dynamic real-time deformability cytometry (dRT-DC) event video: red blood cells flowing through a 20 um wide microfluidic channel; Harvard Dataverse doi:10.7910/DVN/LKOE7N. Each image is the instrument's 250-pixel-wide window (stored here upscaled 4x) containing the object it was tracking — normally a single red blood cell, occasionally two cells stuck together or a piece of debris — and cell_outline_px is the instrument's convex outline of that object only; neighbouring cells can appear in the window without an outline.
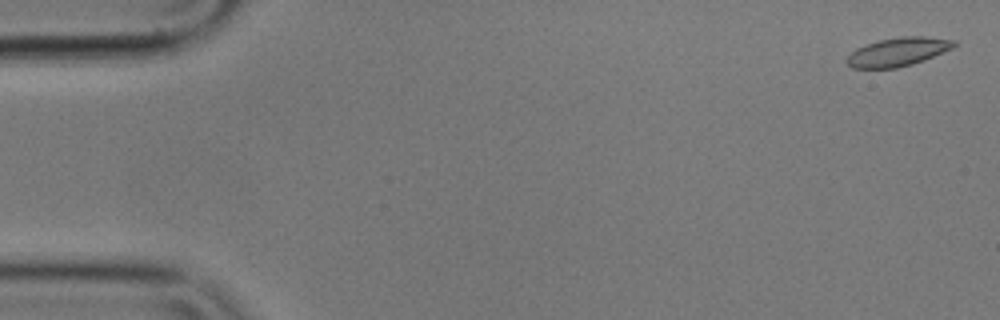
{"species": "common noctule bat (a hibernating species)", "species_latin": "Nyctalus noctula", "temperature_condition": "cold", "stored_images_in_passage": 57, "camera_frame_rate_fps": 3000, "um_per_image_px": 0.085, "animal": {"sex": "male", "body_mass_g": 17.9}, "frame": {"image": 1, "passage_image": 2, "time_ms": 0.333, "image_size_px": [1000, 320], "cell_outline_px": [[956, 44], [952, 48], [924, 60], [912, 64], [896, 68], [852, 68], [844, 60], [856, 48], [880, 40], [900, 36], [924, 36], [956, 40]], "centroid_in_image_um": [76.32, 4.41], "position_along_channel_um": 8.7, "area_um2": 17.74}}
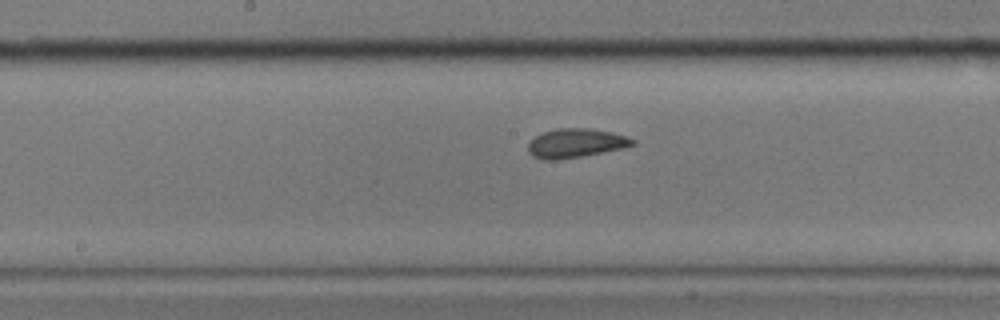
{"frame": {"image": 2, "passage_image": 29, "time_ms": 9.333, "image_size_px": [1000, 320], "cell_outline_px": [[636, 144], [624, 148], [580, 156], [556, 160], [544, 160], [532, 156], [528, 152], [528, 144], [536, 136], [544, 132], [556, 128], [588, 128], [612, 132], [628, 136], [636, 140]], "centroid_in_image_um": [48.96, 12.16], "position_along_channel_um": 199.2, "area_um2": 17.69}}
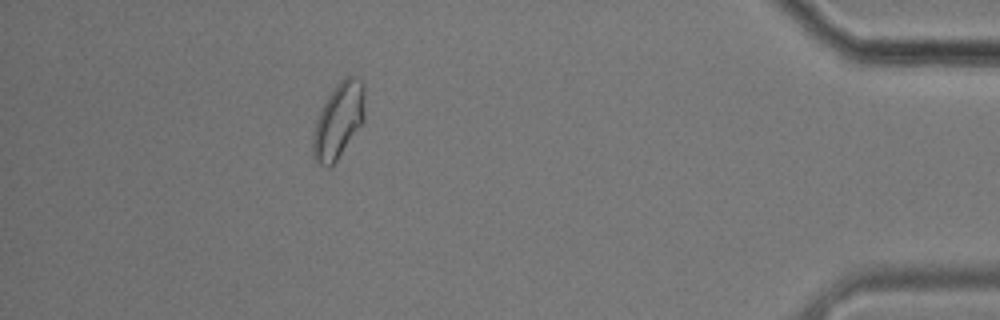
{"frame": {"image": 3, "passage_image": 51, "time_ms": 16.667, "image_size_px": [1000, 320], "cell_outline_px": [[364, 120], [336, 160], [328, 168], [316, 164], [312, 156], [312, 136], [316, 120], [328, 96], [336, 84], [344, 76], [356, 76], [364, 84]], "centroid_in_image_um": [28.75, 10.25], "position_along_channel_um": 406.4, "area_um2": 22.72}, "authors_computed_cell_mechanics": {"area_um2": 17.918, "velocity_mm_per_s": 3.5217, "shape_relaxation_time_tau1_ms": 3.1536, "shape_relaxation_time_tau2_ms": 1.2501, "deformation_change_tau1": 0.0879, "deformation_change_tau2": 0.0498}}